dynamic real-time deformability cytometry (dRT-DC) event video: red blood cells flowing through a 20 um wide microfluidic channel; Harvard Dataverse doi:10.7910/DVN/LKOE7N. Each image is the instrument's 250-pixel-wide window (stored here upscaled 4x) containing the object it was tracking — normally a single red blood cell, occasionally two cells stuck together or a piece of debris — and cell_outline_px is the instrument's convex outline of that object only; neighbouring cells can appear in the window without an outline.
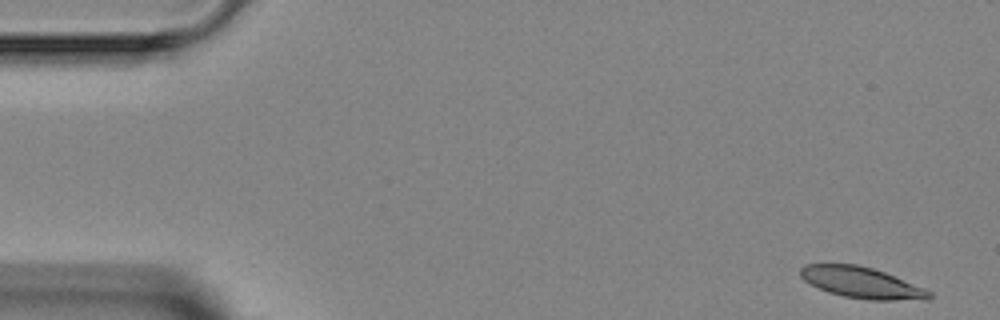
{"species": "Egyptian fruit bat (a non-hibernating species)", "species_latin": "Rousettus aegyptiacus", "temperature_condition": "room temperature", "stored_images_in_passage": 5, "camera_frame_rate_fps": 3000, "um_per_image_px": 0.085, "animal": {"sex": "female"}, "frame": {"image": 1, "passage_image": 1, "time_ms": 0.0, "image_size_px": [1000, 320], "cell_outline_px": [[932, 296], [928, 300], [868, 300], [844, 296], [828, 292], [804, 280], [800, 276], [800, 268], [804, 264], [856, 264], [872, 268], [884, 272], [924, 288], [932, 292]], "centroid_in_image_um": [73.25, 24.03], "position_along_channel_um": 11.8, "area_um2": 23.24}}